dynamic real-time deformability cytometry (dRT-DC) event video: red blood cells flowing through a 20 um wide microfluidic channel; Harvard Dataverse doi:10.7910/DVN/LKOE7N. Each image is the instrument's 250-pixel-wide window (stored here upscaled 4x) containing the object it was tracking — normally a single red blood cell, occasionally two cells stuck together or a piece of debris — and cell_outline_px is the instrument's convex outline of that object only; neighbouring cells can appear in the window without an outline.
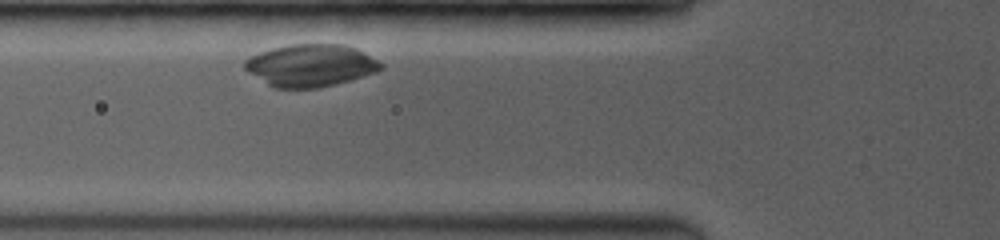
{"species": "common noctule bat (a hibernating species)", "species_latin": "Nyctalus noctula", "temperature_condition": "room temperature", "stored_images_in_passage": 2, "camera_frame_rate_fps": 3500, "um_per_image_px": 0.085, "animal": {"sex": "female", "body_mass_g": 19.0, "forearm_length_mm": 53.3}, "frame": {"image": 1, "passage_image": 2, "time_ms": 1.143, "image_size_px": [1000, 240], "cell_outline_px": [[384, 68], [376, 72], [336, 84], [320, 88], [276, 88], [268, 84], [248, 72], [244, 68], [244, 60], [260, 52], [272, 48], [292, 44], [344, 44], [356, 48], [364, 52], [384, 64]], "centroid_in_image_um": [26.42, 5.56], "position_along_channel_um": 99.4, "area_um2": 33.52}}